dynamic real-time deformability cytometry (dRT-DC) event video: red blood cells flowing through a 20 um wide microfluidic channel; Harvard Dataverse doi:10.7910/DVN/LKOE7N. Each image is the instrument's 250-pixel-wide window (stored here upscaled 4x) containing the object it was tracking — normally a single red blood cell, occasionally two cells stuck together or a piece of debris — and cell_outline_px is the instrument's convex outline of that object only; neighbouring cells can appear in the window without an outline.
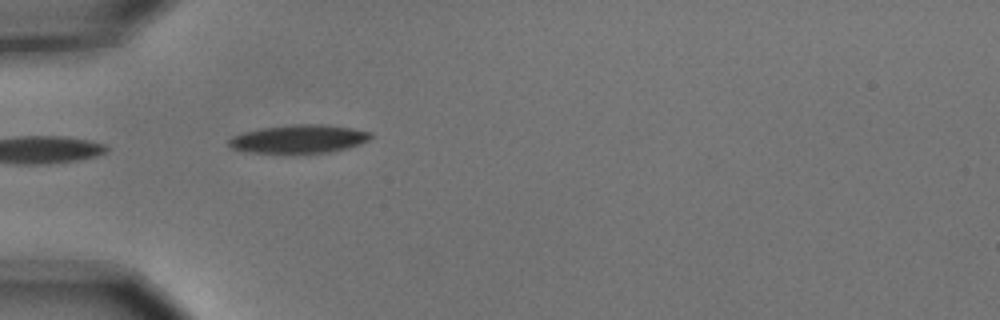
{"species": "common noctule bat (a hibernating species)", "species_latin": "Nyctalus noctula", "temperature_condition": "cold", "stored_images_in_passage": 5, "camera_frame_rate_fps": 3000, "um_per_image_px": 0.085, "animal": {"sex": "male", "body_mass_g": 15.6}, "frame": {"image": 1, "passage_image": 3, "time_ms": 0.667, "image_size_px": [1000, 320], "cell_outline_px": [[372, 136], [368, 140], [360, 144], [328, 152], [248, 152], [232, 148], [228, 144], [228, 140], [232, 136], [244, 132], [260, 128], [292, 124], [324, 124], [352, 128], [372, 132]], "centroid_in_image_um": [25.4, 11.79], "position_along_channel_um": 59.6, "area_um2": 23.12}}
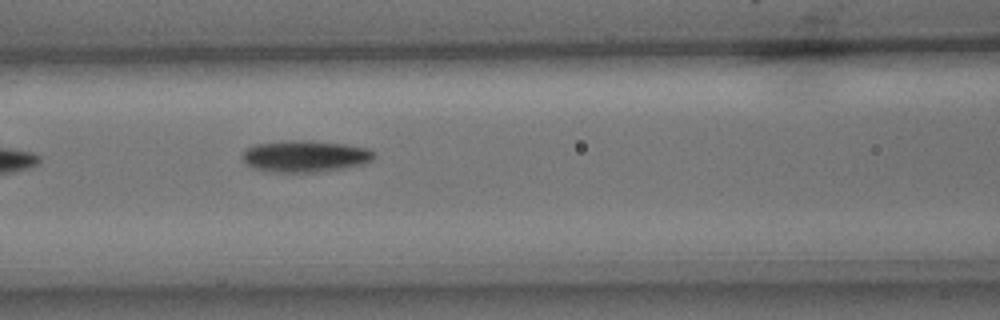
{"frame": {"image": 2, "passage_image": 5, "time_ms": 1.333, "image_size_px": [1000, 320], "cell_outline_px": [[376, 156], [372, 160], [364, 164], [344, 168], [316, 172], [264, 172], [252, 168], [240, 156], [248, 148], [256, 144], [288, 140], [308, 140], [344, 144], [368, 148], [376, 152]], "centroid_in_image_um": [25.95, 13.28], "position_along_channel_um": 140.7, "area_um2": 24.51}}